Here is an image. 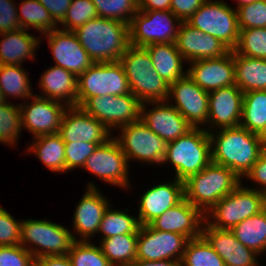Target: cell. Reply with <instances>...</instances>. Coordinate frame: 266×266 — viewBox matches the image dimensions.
<instances>
[{"label":"cell","mask_w":266,"mask_h":266,"mask_svg":"<svg viewBox=\"0 0 266 266\" xmlns=\"http://www.w3.org/2000/svg\"><path fill=\"white\" fill-rule=\"evenodd\" d=\"M21 221L0 205V246L20 245Z\"/></svg>","instance_id":"46"},{"label":"cell","mask_w":266,"mask_h":266,"mask_svg":"<svg viewBox=\"0 0 266 266\" xmlns=\"http://www.w3.org/2000/svg\"><path fill=\"white\" fill-rule=\"evenodd\" d=\"M35 258L21 245L0 246V266H34Z\"/></svg>","instance_id":"47"},{"label":"cell","mask_w":266,"mask_h":266,"mask_svg":"<svg viewBox=\"0 0 266 266\" xmlns=\"http://www.w3.org/2000/svg\"><path fill=\"white\" fill-rule=\"evenodd\" d=\"M142 102L131 92L117 96L90 97L81 108L114 134L121 126L140 120Z\"/></svg>","instance_id":"13"},{"label":"cell","mask_w":266,"mask_h":266,"mask_svg":"<svg viewBox=\"0 0 266 266\" xmlns=\"http://www.w3.org/2000/svg\"><path fill=\"white\" fill-rule=\"evenodd\" d=\"M239 30V41L234 50L239 55L266 59V28H247Z\"/></svg>","instance_id":"42"},{"label":"cell","mask_w":266,"mask_h":266,"mask_svg":"<svg viewBox=\"0 0 266 266\" xmlns=\"http://www.w3.org/2000/svg\"><path fill=\"white\" fill-rule=\"evenodd\" d=\"M239 29L266 28V0H258L236 9Z\"/></svg>","instance_id":"44"},{"label":"cell","mask_w":266,"mask_h":266,"mask_svg":"<svg viewBox=\"0 0 266 266\" xmlns=\"http://www.w3.org/2000/svg\"><path fill=\"white\" fill-rule=\"evenodd\" d=\"M98 17L95 5L91 0H72L67 13L58 28L74 31L86 22Z\"/></svg>","instance_id":"43"},{"label":"cell","mask_w":266,"mask_h":266,"mask_svg":"<svg viewBox=\"0 0 266 266\" xmlns=\"http://www.w3.org/2000/svg\"><path fill=\"white\" fill-rule=\"evenodd\" d=\"M181 22L170 10H138L129 24L130 45L146 47L150 44L175 43Z\"/></svg>","instance_id":"11"},{"label":"cell","mask_w":266,"mask_h":266,"mask_svg":"<svg viewBox=\"0 0 266 266\" xmlns=\"http://www.w3.org/2000/svg\"><path fill=\"white\" fill-rule=\"evenodd\" d=\"M205 0H171L170 11L181 21L189 19Z\"/></svg>","instance_id":"50"},{"label":"cell","mask_w":266,"mask_h":266,"mask_svg":"<svg viewBox=\"0 0 266 266\" xmlns=\"http://www.w3.org/2000/svg\"><path fill=\"white\" fill-rule=\"evenodd\" d=\"M257 135L261 142L262 148L266 150V125Z\"/></svg>","instance_id":"55"},{"label":"cell","mask_w":266,"mask_h":266,"mask_svg":"<svg viewBox=\"0 0 266 266\" xmlns=\"http://www.w3.org/2000/svg\"><path fill=\"white\" fill-rule=\"evenodd\" d=\"M70 228L48 219H23L20 224V245L33 257L67 255L74 243Z\"/></svg>","instance_id":"7"},{"label":"cell","mask_w":266,"mask_h":266,"mask_svg":"<svg viewBox=\"0 0 266 266\" xmlns=\"http://www.w3.org/2000/svg\"><path fill=\"white\" fill-rule=\"evenodd\" d=\"M138 234H121L99 239L103 255L112 266H128L136 259Z\"/></svg>","instance_id":"34"},{"label":"cell","mask_w":266,"mask_h":266,"mask_svg":"<svg viewBox=\"0 0 266 266\" xmlns=\"http://www.w3.org/2000/svg\"><path fill=\"white\" fill-rule=\"evenodd\" d=\"M25 149V154H35L45 167L55 174L65 172V142L57 134L43 135L33 138Z\"/></svg>","instance_id":"30"},{"label":"cell","mask_w":266,"mask_h":266,"mask_svg":"<svg viewBox=\"0 0 266 266\" xmlns=\"http://www.w3.org/2000/svg\"><path fill=\"white\" fill-rule=\"evenodd\" d=\"M103 143L65 142V172L83 168L86 159Z\"/></svg>","instance_id":"45"},{"label":"cell","mask_w":266,"mask_h":266,"mask_svg":"<svg viewBox=\"0 0 266 266\" xmlns=\"http://www.w3.org/2000/svg\"><path fill=\"white\" fill-rule=\"evenodd\" d=\"M211 162V141L204 128L192 127L178 139L168 142L162 165H172L177 180L186 181Z\"/></svg>","instance_id":"3"},{"label":"cell","mask_w":266,"mask_h":266,"mask_svg":"<svg viewBox=\"0 0 266 266\" xmlns=\"http://www.w3.org/2000/svg\"><path fill=\"white\" fill-rule=\"evenodd\" d=\"M34 266H72L67 255L42 256L36 258Z\"/></svg>","instance_id":"52"},{"label":"cell","mask_w":266,"mask_h":266,"mask_svg":"<svg viewBox=\"0 0 266 266\" xmlns=\"http://www.w3.org/2000/svg\"><path fill=\"white\" fill-rule=\"evenodd\" d=\"M181 266H225V264L208 241L200 236L188 240Z\"/></svg>","instance_id":"38"},{"label":"cell","mask_w":266,"mask_h":266,"mask_svg":"<svg viewBox=\"0 0 266 266\" xmlns=\"http://www.w3.org/2000/svg\"><path fill=\"white\" fill-rule=\"evenodd\" d=\"M188 238L172 232L153 229L149 224L138 230L136 259L142 261H182Z\"/></svg>","instance_id":"15"},{"label":"cell","mask_w":266,"mask_h":266,"mask_svg":"<svg viewBox=\"0 0 266 266\" xmlns=\"http://www.w3.org/2000/svg\"><path fill=\"white\" fill-rule=\"evenodd\" d=\"M64 142L105 143L113 134L81 107H68L58 133Z\"/></svg>","instance_id":"23"},{"label":"cell","mask_w":266,"mask_h":266,"mask_svg":"<svg viewBox=\"0 0 266 266\" xmlns=\"http://www.w3.org/2000/svg\"><path fill=\"white\" fill-rule=\"evenodd\" d=\"M243 182L220 199L206 214L205 221L217 229L231 230L243 220L266 208V193L251 189Z\"/></svg>","instance_id":"6"},{"label":"cell","mask_w":266,"mask_h":266,"mask_svg":"<svg viewBox=\"0 0 266 266\" xmlns=\"http://www.w3.org/2000/svg\"><path fill=\"white\" fill-rule=\"evenodd\" d=\"M28 71L22 65H0V88L6 102L20 99L23 103L35 94ZM34 93V94H33Z\"/></svg>","instance_id":"32"},{"label":"cell","mask_w":266,"mask_h":266,"mask_svg":"<svg viewBox=\"0 0 266 266\" xmlns=\"http://www.w3.org/2000/svg\"><path fill=\"white\" fill-rule=\"evenodd\" d=\"M42 37L47 38L53 64L68 70L77 78L95 63L73 31L57 28L41 35V42Z\"/></svg>","instance_id":"18"},{"label":"cell","mask_w":266,"mask_h":266,"mask_svg":"<svg viewBox=\"0 0 266 266\" xmlns=\"http://www.w3.org/2000/svg\"><path fill=\"white\" fill-rule=\"evenodd\" d=\"M110 204L100 223L98 235L100 239L114 237L121 234H138L140 222L138 217L129 214V209H114Z\"/></svg>","instance_id":"36"},{"label":"cell","mask_w":266,"mask_h":266,"mask_svg":"<svg viewBox=\"0 0 266 266\" xmlns=\"http://www.w3.org/2000/svg\"><path fill=\"white\" fill-rule=\"evenodd\" d=\"M22 130L20 103H0V144L17 146Z\"/></svg>","instance_id":"39"},{"label":"cell","mask_w":266,"mask_h":266,"mask_svg":"<svg viewBox=\"0 0 266 266\" xmlns=\"http://www.w3.org/2000/svg\"><path fill=\"white\" fill-rule=\"evenodd\" d=\"M73 32L95 63L119 61L130 46L129 24L114 19L96 17Z\"/></svg>","instance_id":"2"},{"label":"cell","mask_w":266,"mask_h":266,"mask_svg":"<svg viewBox=\"0 0 266 266\" xmlns=\"http://www.w3.org/2000/svg\"><path fill=\"white\" fill-rule=\"evenodd\" d=\"M17 14L21 28L29 31L33 28L40 35L59 26L38 0H21V4L17 6Z\"/></svg>","instance_id":"35"},{"label":"cell","mask_w":266,"mask_h":266,"mask_svg":"<svg viewBox=\"0 0 266 266\" xmlns=\"http://www.w3.org/2000/svg\"><path fill=\"white\" fill-rule=\"evenodd\" d=\"M244 93L234 84L209 92L208 133L240 126Z\"/></svg>","instance_id":"19"},{"label":"cell","mask_w":266,"mask_h":266,"mask_svg":"<svg viewBox=\"0 0 266 266\" xmlns=\"http://www.w3.org/2000/svg\"><path fill=\"white\" fill-rule=\"evenodd\" d=\"M171 0H139L140 11H168Z\"/></svg>","instance_id":"53"},{"label":"cell","mask_w":266,"mask_h":266,"mask_svg":"<svg viewBox=\"0 0 266 266\" xmlns=\"http://www.w3.org/2000/svg\"><path fill=\"white\" fill-rule=\"evenodd\" d=\"M20 28L1 33L0 65H22L26 60L35 62L41 37Z\"/></svg>","instance_id":"28"},{"label":"cell","mask_w":266,"mask_h":266,"mask_svg":"<svg viewBox=\"0 0 266 266\" xmlns=\"http://www.w3.org/2000/svg\"><path fill=\"white\" fill-rule=\"evenodd\" d=\"M67 256L72 266H112L92 240L74 241Z\"/></svg>","instance_id":"41"},{"label":"cell","mask_w":266,"mask_h":266,"mask_svg":"<svg viewBox=\"0 0 266 266\" xmlns=\"http://www.w3.org/2000/svg\"><path fill=\"white\" fill-rule=\"evenodd\" d=\"M205 214L184 198L176 206L156 217L149 225L164 232L178 233L188 239L202 236Z\"/></svg>","instance_id":"24"},{"label":"cell","mask_w":266,"mask_h":266,"mask_svg":"<svg viewBox=\"0 0 266 266\" xmlns=\"http://www.w3.org/2000/svg\"><path fill=\"white\" fill-rule=\"evenodd\" d=\"M144 48L150 55L153 68L167 83H174L187 75V68L184 69L187 62L175 43L150 44Z\"/></svg>","instance_id":"29"},{"label":"cell","mask_w":266,"mask_h":266,"mask_svg":"<svg viewBox=\"0 0 266 266\" xmlns=\"http://www.w3.org/2000/svg\"><path fill=\"white\" fill-rule=\"evenodd\" d=\"M29 99L20 103L22 129L33 135L32 139L59 133L68 106L55 100L40 97L37 93Z\"/></svg>","instance_id":"14"},{"label":"cell","mask_w":266,"mask_h":266,"mask_svg":"<svg viewBox=\"0 0 266 266\" xmlns=\"http://www.w3.org/2000/svg\"><path fill=\"white\" fill-rule=\"evenodd\" d=\"M211 162L228 167L241 180L264 151L256 133L241 126L209 133Z\"/></svg>","instance_id":"1"},{"label":"cell","mask_w":266,"mask_h":266,"mask_svg":"<svg viewBox=\"0 0 266 266\" xmlns=\"http://www.w3.org/2000/svg\"><path fill=\"white\" fill-rule=\"evenodd\" d=\"M98 17L130 24L139 10V0H91Z\"/></svg>","instance_id":"40"},{"label":"cell","mask_w":266,"mask_h":266,"mask_svg":"<svg viewBox=\"0 0 266 266\" xmlns=\"http://www.w3.org/2000/svg\"><path fill=\"white\" fill-rule=\"evenodd\" d=\"M119 62L127 76L130 92L142 103L167 101L170 84L155 71L144 47L130 45Z\"/></svg>","instance_id":"4"},{"label":"cell","mask_w":266,"mask_h":266,"mask_svg":"<svg viewBox=\"0 0 266 266\" xmlns=\"http://www.w3.org/2000/svg\"><path fill=\"white\" fill-rule=\"evenodd\" d=\"M231 231L244 246L260 257L266 254V208L238 223Z\"/></svg>","instance_id":"33"},{"label":"cell","mask_w":266,"mask_h":266,"mask_svg":"<svg viewBox=\"0 0 266 266\" xmlns=\"http://www.w3.org/2000/svg\"><path fill=\"white\" fill-rule=\"evenodd\" d=\"M113 136L119 143L127 161L162 167L167 142L150 130L141 120L119 127Z\"/></svg>","instance_id":"9"},{"label":"cell","mask_w":266,"mask_h":266,"mask_svg":"<svg viewBox=\"0 0 266 266\" xmlns=\"http://www.w3.org/2000/svg\"><path fill=\"white\" fill-rule=\"evenodd\" d=\"M167 101L192 127L205 128L209 109V92L200 88L188 75L170 84Z\"/></svg>","instance_id":"17"},{"label":"cell","mask_w":266,"mask_h":266,"mask_svg":"<svg viewBox=\"0 0 266 266\" xmlns=\"http://www.w3.org/2000/svg\"><path fill=\"white\" fill-rule=\"evenodd\" d=\"M235 85L243 92L266 90V59L239 55L233 50Z\"/></svg>","instance_id":"31"},{"label":"cell","mask_w":266,"mask_h":266,"mask_svg":"<svg viewBox=\"0 0 266 266\" xmlns=\"http://www.w3.org/2000/svg\"><path fill=\"white\" fill-rule=\"evenodd\" d=\"M130 93L127 76L119 61L94 63L78 77L77 106L93 96H117Z\"/></svg>","instance_id":"10"},{"label":"cell","mask_w":266,"mask_h":266,"mask_svg":"<svg viewBox=\"0 0 266 266\" xmlns=\"http://www.w3.org/2000/svg\"><path fill=\"white\" fill-rule=\"evenodd\" d=\"M255 1H258V0H235L236 6H234V7H235V9H237L243 5L251 4Z\"/></svg>","instance_id":"56"},{"label":"cell","mask_w":266,"mask_h":266,"mask_svg":"<svg viewBox=\"0 0 266 266\" xmlns=\"http://www.w3.org/2000/svg\"><path fill=\"white\" fill-rule=\"evenodd\" d=\"M128 266H181V261L177 260L142 261L135 259Z\"/></svg>","instance_id":"54"},{"label":"cell","mask_w":266,"mask_h":266,"mask_svg":"<svg viewBox=\"0 0 266 266\" xmlns=\"http://www.w3.org/2000/svg\"><path fill=\"white\" fill-rule=\"evenodd\" d=\"M130 165L118 141L112 136L105 143L98 145L86 159L82 170L93 174L103 183L120 189L131 190L129 178Z\"/></svg>","instance_id":"12"},{"label":"cell","mask_w":266,"mask_h":266,"mask_svg":"<svg viewBox=\"0 0 266 266\" xmlns=\"http://www.w3.org/2000/svg\"><path fill=\"white\" fill-rule=\"evenodd\" d=\"M186 22L219 39L230 50L239 41L237 11L224 0H205L201 7Z\"/></svg>","instance_id":"8"},{"label":"cell","mask_w":266,"mask_h":266,"mask_svg":"<svg viewBox=\"0 0 266 266\" xmlns=\"http://www.w3.org/2000/svg\"><path fill=\"white\" fill-rule=\"evenodd\" d=\"M5 102V99L3 97V94H2V91H1V88H0V103H4Z\"/></svg>","instance_id":"57"},{"label":"cell","mask_w":266,"mask_h":266,"mask_svg":"<svg viewBox=\"0 0 266 266\" xmlns=\"http://www.w3.org/2000/svg\"><path fill=\"white\" fill-rule=\"evenodd\" d=\"M138 197L137 217L140 225H148L169 208L176 206L185 198L184 182L175 177L167 182L153 184Z\"/></svg>","instance_id":"21"},{"label":"cell","mask_w":266,"mask_h":266,"mask_svg":"<svg viewBox=\"0 0 266 266\" xmlns=\"http://www.w3.org/2000/svg\"><path fill=\"white\" fill-rule=\"evenodd\" d=\"M202 236L224 260L225 266L260 265V256L244 246L231 230L217 229L205 221L202 227Z\"/></svg>","instance_id":"26"},{"label":"cell","mask_w":266,"mask_h":266,"mask_svg":"<svg viewBox=\"0 0 266 266\" xmlns=\"http://www.w3.org/2000/svg\"><path fill=\"white\" fill-rule=\"evenodd\" d=\"M241 183L242 180L228 167L210 162L203 170L184 181L185 198L206 214Z\"/></svg>","instance_id":"5"},{"label":"cell","mask_w":266,"mask_h":266,"mask_svg":"<svg viewBox=\"0 0 266 266\" xmlns=\"http://www.w3.org/2000/svg\"><path fill=\"white\" fill-rule=\"evenodd\" d=\"M15 0H0V34L20 29Z\"/></svg>","instance_id":"48"},{"label":"cell","mask_w":266,"mask_h":266,"mask_svg":"<svg viewBox=\"0 0 266 266\" xmlns=\"http://www.w3.org/2000/svg\"><path fill=\"white\" fill-rule=\"evenodd\" d=\"M251 180L255 187L251 189L266 193V150L259 156L258 160L252 165L251 170L242 179V182Z\"/></svg>","instance_id":"49"},{"label":"cell","mask_w":266,"mask_h":266,"mask_svg":"<svg viewBox=\"0 0 266 266\" xmlns=\"http://www.w3.org/2000/svg\"><path fill=\"white\" fill-rule=\"evenodd\" d=\"M93 182L87 183L85 192L73 213L71 231L75 241H93L99 231L103 215L111 203V199L109 201Z\"/></svg>","instance_id":"16"},{"label":"cell","mask_w":266,"mask_h":266,"mask_svg":"<svg viewBox=\"0 0 266 266\" xmlns=\"http://www.w3.org/2000/svg\"><path fill=\"white\" fill-rule=\"evenodd\" d=\"M175 44L187 64L200 59L222 57L230 51L219 39L204 34L186 21L179 26Z\"/></svg>","instance_id":"25"},{"label":"cell","mask_w":266,"mask_h":266,"mask_svg":"<svg viewBox=\"0 0 266 266\" xmlns=\"http://www.w3.org/2000/svg\"><path fill=\"white\" fill-rule=\"evenodd\" d=\"M58 24L65 17L72 0H38Z\"/></svg>","instance_id":"51"},{"label":"cell","mask_w":266,"mask_h":266,"mask_svg":"<svg viewBox=\"0 0 266 266\" xmlns=\"http://www.w3.org/2000/svg\"><path fill=\"white\" fill-rule=\"evenodd\" d=\"M140 120L167 143L178 139L192 128L168 101L142 103Z\"/></svg>","instance_id":"20"},{"label":"cell","mask_w":266,"mask_h":266,"mask_svg":"<svg viewBox=\"0 0 266 266\" xmlns=\"http://www.w3.org/2000/svg\"><path fill=\"white\" fill-rule=\"evenodd\" d=\"M187 75L207 92L235 84L233 50L218 58L200 59L188 64Z\"/></svg>","instance_id":"22"},{"label":"cell","mask_w":266,"mask_h":266,"mask_svg":"<svg viewBox=\"0 0 266 266\" xmlns=\"http://www.w3.org/2000/svg\"><path fill=\"white\" fill-rule=\"evenodd\" d=\"M266 125V90L244 93L240 126L258 134Z\"/></svg>","instance_id":"37"},{"label":"cell","mask_w":266,"mask_h":266,"mask_svg":"<svg viewBox=\"0 0 266 266\" xmlns=\"http://www.w3.org/2000/svg\"><path fill=\"white\" fill-rule=\"evenodd\" d=\"M41 74L38 80L41 93L38 96L61 102L68 107L77 106L78 78L73 73L53 65Z\"/></svg>","instance_id":"27"}]
</instances>
